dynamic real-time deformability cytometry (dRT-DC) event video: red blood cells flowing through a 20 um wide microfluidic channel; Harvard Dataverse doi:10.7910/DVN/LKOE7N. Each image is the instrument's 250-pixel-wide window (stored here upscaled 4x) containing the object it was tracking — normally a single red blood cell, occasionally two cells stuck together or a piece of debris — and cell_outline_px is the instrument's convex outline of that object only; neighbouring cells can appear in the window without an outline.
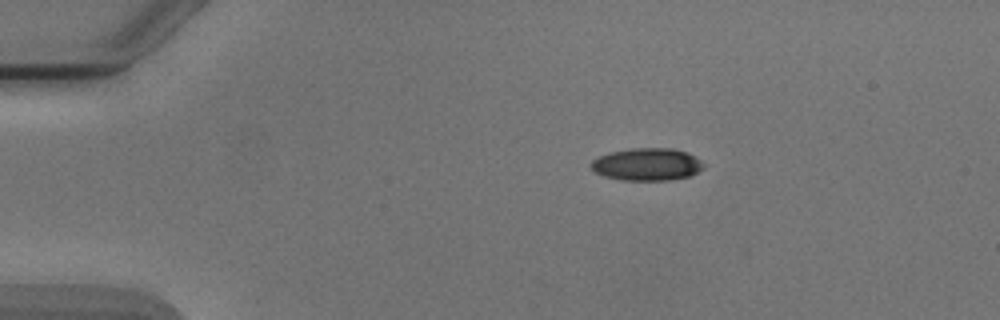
{"species": "Egyptian fruit bat (a non-hibernating species)", "species_latin": "Rousettus aegyptiacus", "temperature_condition": "cold", "stored_images_in_passage": 2, "camera_frame_rate_fps": 3000, "um_per_image_px": 0.085, "animal": {"sex": "male"}, "frame": {"image": 1, "passage_image": 1, "time_ms": 0.0, "image_size_px": [1000, 320], "cell_outline_px": [[704, 168], [688, 176], [668, 180], [620, 180], [604, 176], [596, 172], [592, 168], [592, 160], [600, 156], [612, 152], [632, 148], [672, 148], [688, 152], [696, 156], [704, 164]], "centroid_in_image_um": [55.03, 13.96], "position_along_channel_um": 30.0, "area_um2": 21.15}}